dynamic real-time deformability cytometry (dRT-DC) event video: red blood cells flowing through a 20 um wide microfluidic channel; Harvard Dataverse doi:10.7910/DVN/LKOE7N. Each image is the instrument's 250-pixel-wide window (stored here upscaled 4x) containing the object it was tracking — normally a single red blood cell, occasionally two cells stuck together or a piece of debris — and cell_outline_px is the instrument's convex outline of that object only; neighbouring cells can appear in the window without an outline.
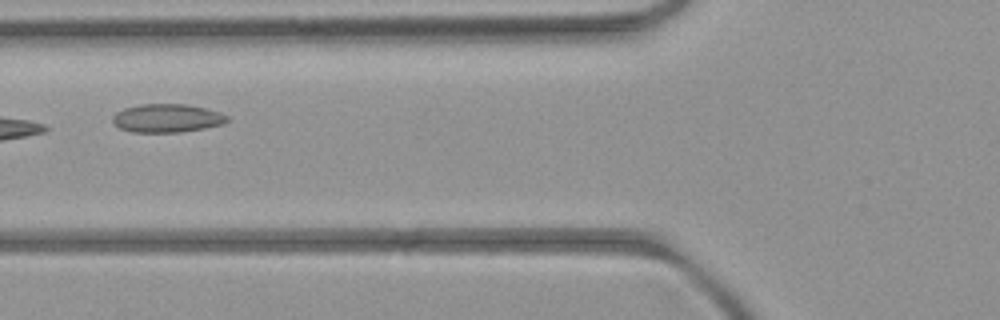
{"species": "common noctule bat (a hibernating species)", "species_latin": "Nyctalus noctula", "temperature_condition": "room temperature", "stored_images_in_passage": 2, "camera_frame_rate_fps": 3000, "um_per_image_px": 0.085, "animal": {"sex": "female", "body_mass_g": 21.9}, "frame": {"image": 1, "passage_image": 2, "time_ms": 2.0, "image_size_px": [1000, 320], "cell_outline_px": [[228, 120], [224, 124], [204, 128], [180, 132], [132, 132], [120, 128], [112, 120], [112, 116], [116, 112], [124, 108], [140, 104], [188, 104], [220, 112], [228, 116]], "centroid_in_image_um": [14.2, 10.04], "position_along_channel_um": 111.6, "area_um2": 18.96}}